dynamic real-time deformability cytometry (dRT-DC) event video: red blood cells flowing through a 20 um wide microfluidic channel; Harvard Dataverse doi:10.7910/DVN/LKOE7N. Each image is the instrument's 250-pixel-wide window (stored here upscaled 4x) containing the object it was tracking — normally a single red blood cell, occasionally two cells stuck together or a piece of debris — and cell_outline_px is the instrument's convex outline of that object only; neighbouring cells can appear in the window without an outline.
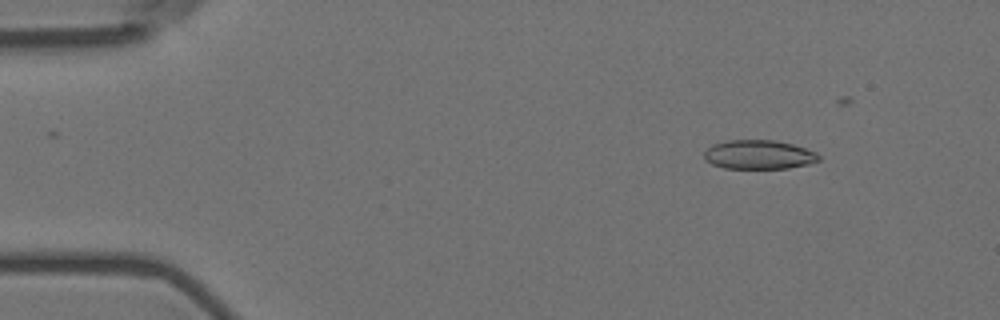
{"species": "Egyptian fruit bat (a non-hibernating species)", "species_latin": "Rousettus aegyptiacus", "temperature_condition": "room temperature", "stored_images_in_passage": 49, "camera_frame_rate_fps": 3000, "um_per_image_px": 0.085, "animal": {"sex": "female"}, "frame": {"image": 1, "passage_image": 3, "time_ms": 0.667, "image_size_px": [1000, 320], "cell_outline_px": [[820, 160], [808, 164], [788, 168], [724, 168], [712, 164], [704, 160], [704, 152], [712, 144], [728, 140], [776, 140], [792, 144], [816, 152], [820, 156]], "centroid_in_image_um": [64.48, 13.14], "position_along_channel_um": 20.5, "area_um2": 19.42}}
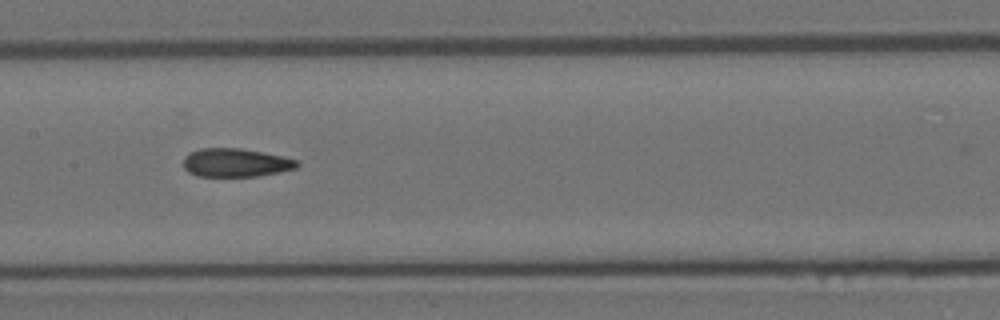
{"frame": {"image": 2, "passage_image": 24, "time_ms": 7.667, "image_size_px": [1000, 320], "cell_outline_px": [[300, 164], [296, 168], [280, 172], [256, 176], [196, 176], [188, 172], [184, 168], [184, 156], [188, 152], [200, 148], [240, 148], [264, 152], [284, 156], [296, 160]], "centroid_in_image_um": [20.02, 13.82], "position_along_channel_um": 187.4, "area_um2": 19.02}}
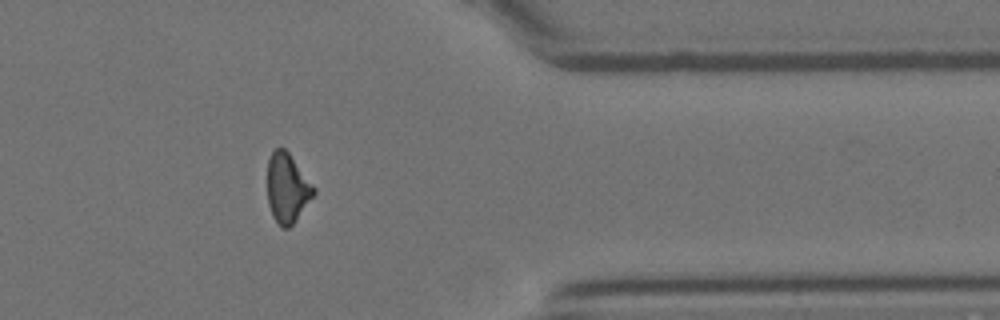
{"frame": {"image": 3, "passage_image": 42, "time_ms": 13.667, "image_size_px": [1000, 320], "cell_outline_px": [[316, 192], [296, 220], [288, 228], [280, 228], [272, 216], [268, 204], [268, 160], [272, 152], [276, 148], [284, 148], [288, 152], [316, 188]], "centroid_in_image_um": [24.42, 16.01], "position_along_channel_um": 387.0, "area_um2": 18.67}, "authors_computed_cell_mechanics": {"area_um2": 19.5364, "velocity_mm_per_s": 3.6032, "shape_relaxation_time_tau1_ms": null, "shape_relaxation_time_tau2_ms": 1.9927, "deformation_change_tau1": null, "deformation_change_tau2": 0.087}}